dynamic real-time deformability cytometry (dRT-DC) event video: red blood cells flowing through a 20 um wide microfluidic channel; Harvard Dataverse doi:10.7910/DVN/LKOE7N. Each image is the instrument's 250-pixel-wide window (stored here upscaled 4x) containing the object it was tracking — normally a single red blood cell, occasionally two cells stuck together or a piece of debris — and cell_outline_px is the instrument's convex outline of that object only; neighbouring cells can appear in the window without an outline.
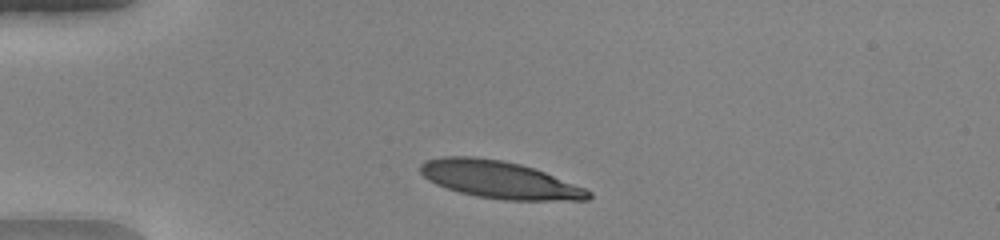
{"species": "human", "species_latin": "Homo sapiens", "temperature_condition": "warm", "stored_images_in_passage": 42, "camera_frame_rate_fps": 3000, "um_per_image_px": 0.085, "donor": {"sex": "female"}, "frame": {"image": 1, "passage_image": 5, "time_ms": 1.333, "image_size_px": [1000, 240], "cell_outline_px": [[592, 196], [588, 200], [504, 200], [476, 196], [460, 192], [436, 184], [428, 180], [420, 172], [420, 164], [424, 160], [444, 156], [476, 156], [500, 160], [520, 164], [544, 172], [584, 188], [592, 192]], "centroid_in_image_um": [42.42, 15.27], "position_along_channel_um": 42.6, "area_um2": 36.36}}
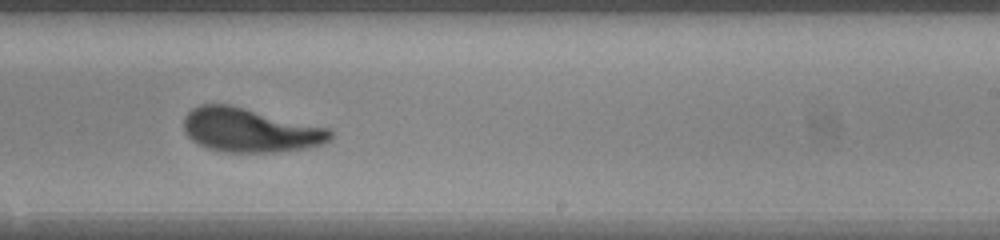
{"frame": {"image": 2, "passage_image": 24, "time_ms": 7.667, "image_size_px": [1000, 240], "cell_outline_px": [[332, 136], [324, 144], [304, 148], [276, 152], [224, 152], [208, 148], [192, 140], [184, 132], [184, 116], [192, 108], [200, 104], [228, 104], [328, 128], [332, 132]], "centroid_in_image_um": [21.21, 11.06], "position_along_channel_um": 267.8, "area_um2": 37.28}}
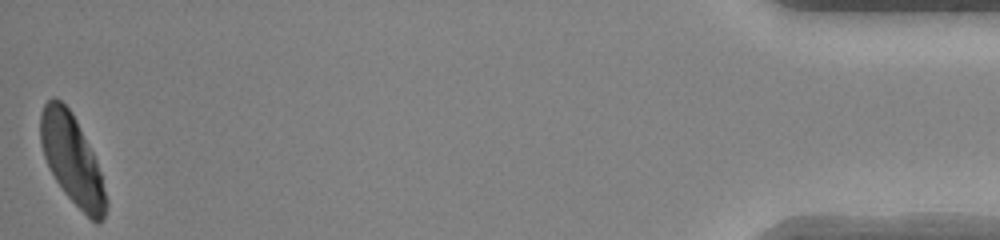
{"frame": {"image": 3, "passage_image": 42, "time_ms": 13.667, "image_size_px": [1000, 240], "cell_outline_px": [[108, 204], [104, 216], [100, 224], [96, 224], [64, 192], [56, 180], [44, 156], [40, 144], [40, 112], [44, 104], [52, 96], [56, 96], [72, 112], [96, 160], [100, 172], [108, 200]], "centroid_in_image_um": [6.12, 13.54], "position_along_channel_um": 429.1, "area_um2": 33.81}, "authors_computed_cell_mechanics": {"area_um2": 37.0209, "velocity_mm_per_s": 4.1196, "shape_relaxation_time_tau1_ms": 3.1555, "shape_relaxation_time_tau2_ms": 0.786, "deformation_change_tau1": 0.2028, "deformation_change_tau2": 0.069}}